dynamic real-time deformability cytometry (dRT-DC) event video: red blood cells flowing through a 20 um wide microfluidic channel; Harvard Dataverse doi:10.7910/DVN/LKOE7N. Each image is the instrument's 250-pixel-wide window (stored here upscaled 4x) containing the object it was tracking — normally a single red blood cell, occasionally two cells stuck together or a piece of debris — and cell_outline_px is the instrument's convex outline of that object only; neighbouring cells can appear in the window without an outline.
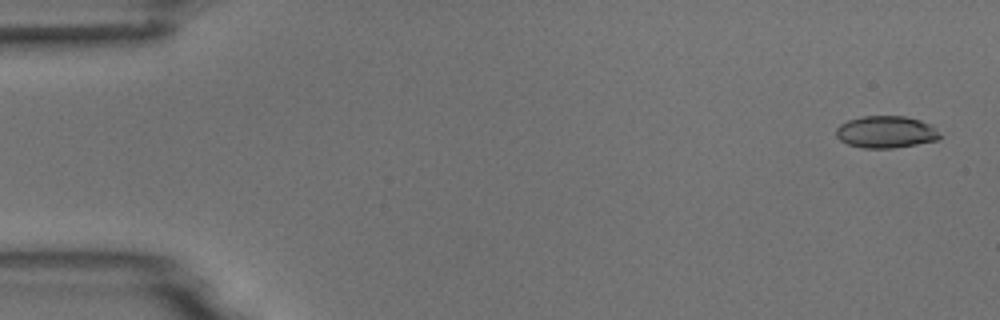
{"species": "common noctule bat (a hibernating species)", "species_latin": "Nyctalus noctula", "temperature_condition": "room temperature", "stored_images_in_passage": 5, "camera_frame_rate_fps": 3000, "um_per_image_px": 0.085, "animal": {"sex": "male", "body_mass_g": 18.8}, "frame": {"image": 1, "passage_image": 1, "time_ms": 0.0, "image_size_px": [1000, 320], "cell_outline_px": [[940, 136], [936, 140], [916, 144], [892, 148], [864, 148], [848, 144], [840, 140], [836, 136], [836, 128], [840, 124], [848, 120], [864, 116], [904, 116], [920, 120], [932, 124]], "centroid_in_image_um": [75.28, 11.21], "position_along_channel_um": 9.7, "area_um2": 19.25}}
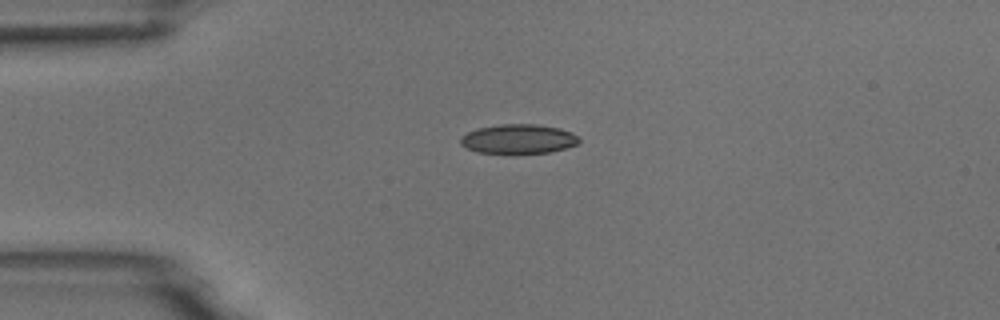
{"frame": {"image": 2, "passage_image": 4, "time_ms": 3.667, "image_size_px": [1000, 320], "cell_outline_px": [[580, 140], [576, 144], [564, 148], [548, 152], [476, 152], [460, 144], [460, 136], [476, 128], [500, 124], [536, 124], [560, 128], [572, 132]], "centroid_in_image_um": [44.03, 11.78], "position_along_channel_um": 41.0, "area_um2": 19.94}}